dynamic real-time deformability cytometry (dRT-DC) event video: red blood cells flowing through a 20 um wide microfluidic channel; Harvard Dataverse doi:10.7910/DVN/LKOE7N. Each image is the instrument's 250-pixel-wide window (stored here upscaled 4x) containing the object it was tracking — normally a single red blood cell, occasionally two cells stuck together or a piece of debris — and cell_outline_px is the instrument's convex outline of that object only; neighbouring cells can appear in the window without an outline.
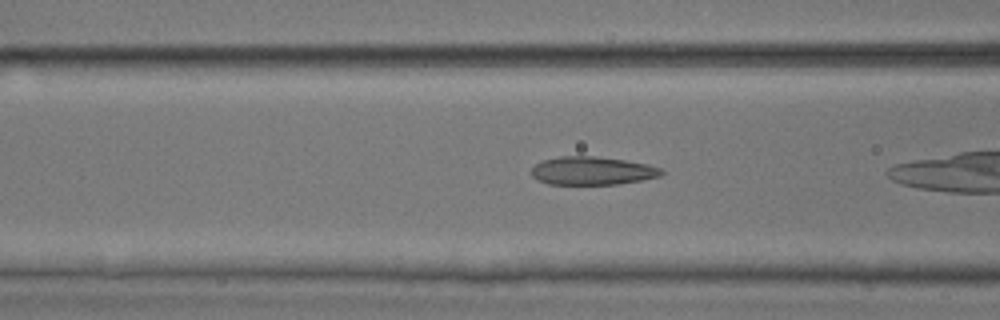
{"species": "common noctule bat (a hibernating species)", "species_latin": "Nyctalus noctula", "temperature_condition": "room temperature", "stored_images_in_passage": 23, "camera_frame_rate_fps": 3000, "um_per_image_px": 0.085, "animal": {"sex": "male", "body_mass_g": 17.9, "forearm_length_mm": 54.2}, "frame": {"image": 1, "passage_image": 4, "time_ms": 1.0, "image_size_px": [1000, 320], "cell_outline_px": [[664, 172], [660, 176], [620, 184], [548, 184], [536, 180], [532, 176], [532, 168], [536, 164], [544, 160], [560, 156], [596, 156], [624, 160], [648, 164], [660, 168]], "centroid_in_image_um": [50.33, 14.52], "position_along_channel_um": 116.3, "area_um2": 21.33}}
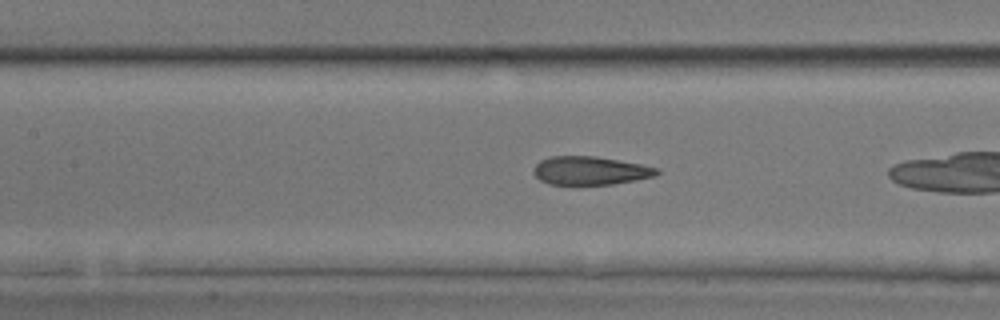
{"frame": {"image": 2, "passage_image": 7, "time_ms": 2.0, "image_size_px": [1000, 320], "cell_outline_px": [[660, 172], [656, 176], [636, 180], [612, 184], [548, 184], [540, 180], [532, 172], [532, 168], [540, 160], [552, 156], [596, 156], [640, 164], [660, 168]], "centroid_in_image_um": [50.17, 14.5], "position_along_channel_um": 157.2, "area_um2": 20.46}}